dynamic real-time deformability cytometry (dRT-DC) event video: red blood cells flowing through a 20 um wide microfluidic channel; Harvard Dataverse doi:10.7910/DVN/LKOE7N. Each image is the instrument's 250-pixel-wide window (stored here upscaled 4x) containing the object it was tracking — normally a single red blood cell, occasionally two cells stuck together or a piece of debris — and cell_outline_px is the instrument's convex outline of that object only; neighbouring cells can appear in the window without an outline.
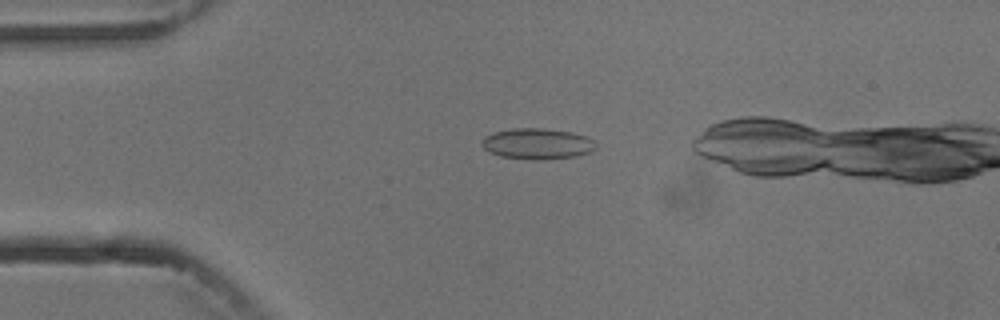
{"species": "common noctule bat (a hibernating species)", "species_latin": "Nyctalus noctula", "temperature_condition": "cold", "stored_images_in_passage": 4, "camera_frame_rate_fps": 3000, "um_per_image_px": 0.085, "animal": {"sex": "male", "body_mass_g": 13.3}, "frame": {"image": 1, "passage_image": 3, "time_ms": 2.333, "image_size_px": [1000, 320], "cell_outline_px": [[596, 148], [592, 152], [576, 156], [540, 160], [532, 160], [500, 156], [488, 152], [480, 144], [484, 136], [496, 132], [512, 128], [544, 128], [572, 132], [588, 136], [596, 140]], "centroid_in_image_um": [45.7, 12.22], "position_along_channel_um": 39.3, "area_um2": 20.87}}